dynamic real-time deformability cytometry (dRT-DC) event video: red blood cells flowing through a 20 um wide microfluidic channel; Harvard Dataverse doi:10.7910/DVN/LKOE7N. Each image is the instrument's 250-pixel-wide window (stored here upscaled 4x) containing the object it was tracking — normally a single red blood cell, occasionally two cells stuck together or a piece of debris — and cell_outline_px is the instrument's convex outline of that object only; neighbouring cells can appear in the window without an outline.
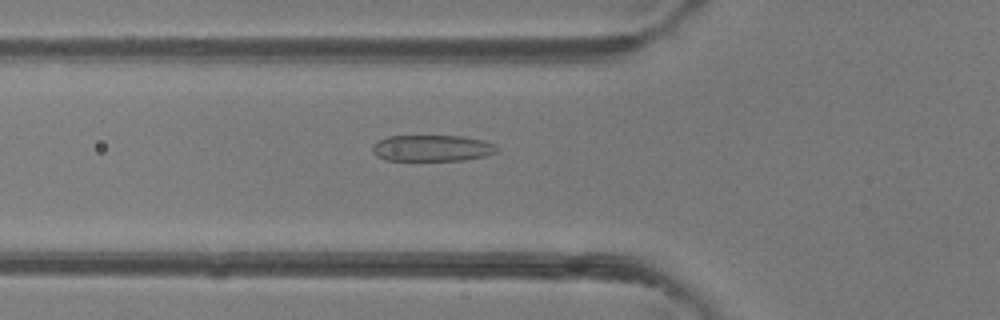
{"species": "common noctule bat (a hibernating species)", "species_latin": "Nyctalus noctula", "temperature_condition": "room temperature", "stored_images_in_passage": 47, "camera_frame_rate_fps": 3000, "um_per_image_px": 0.085, "animal": {"sex": "female"}, "frame": {"image": 1, "passage_image": 17, "time_ms": 5.333, "image_size_px": [1000, 320], "cell_outline_px": [[500, 152], [484, 156], [464, 160], [384, 160], [376, 156], [372, 152], [372, 144], [376, 140], [388, 136], [464, 136], [484, 140], [496, 144], [500, 148]], "centroid_in_image_um": [36.75, 12.58], "position_along_channel_um": 89.1, "area_um2": 19.48}}
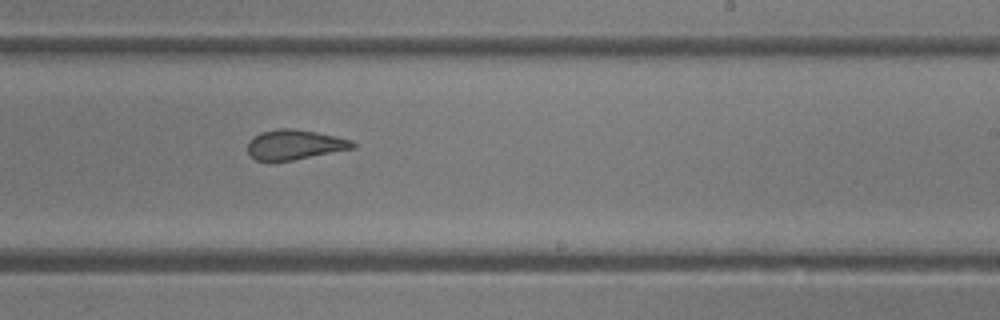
{"frame": {"image": 2, "passage_image": 29, "time_ms": 9.333, "image_size_px": [1000, 320], "cell_outline_px": [[356, 148], [292, 160], [256, 160], [248, 152], [248, 140], [260, 132], [276, 128], [292, 128], [316, 132], [336, 136], [352, 140], [356, 144]], "centroid_in_image_um": [25.06, 12.28], "position_along_channel_um": 263.9, "area_um2": 18.26}}
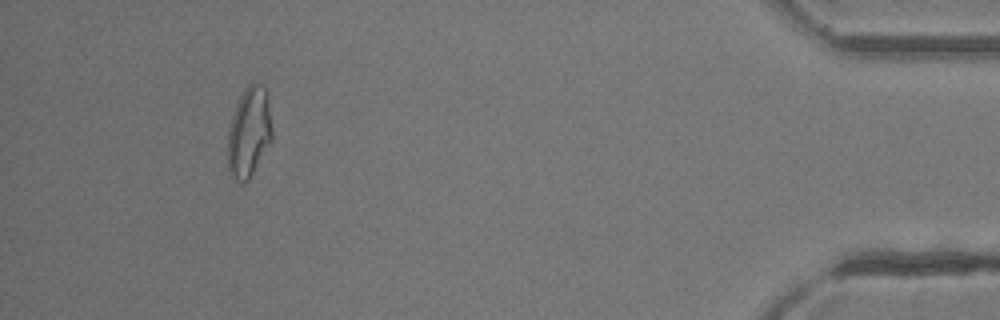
{"frame": {"image": 3, "passage_image": 44, "time_ms": 14.333, "image_size_px": [1000, 320], "cell_outline_px": [[272, 140], [248, 180], [244, 184], [240, 184], [232, 180], [228, 172], [228, 128], [236, 104], [244, 88], [252, 80], [256, 80], [264, 88], [268, 100], [272, 128]], "centroid_in_image_um": [21.15, 11.25], "position_along_channel_um": 414.1, "area_um2": 23.64}, "authors_computed_cell_mechanics": {"area_um2": 21.0392, "velocity_mm_per_s": 4.3552, "shape_relaxation_time_tau1_ms": null, "shape_relaxation_time_tau2_ms": 1.1313, "deformation_change_tau1": null, "deformation_change_tau2": 0.0968}}